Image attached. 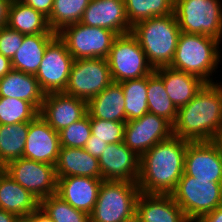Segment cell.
I'll return each instance as SVG.
<instances>
[{
	"instance_id": "cell-21",
	"label": "cell",
	"mask_w": 222,
	"mask_h": 222,
	"mask_svg": "<svg viewBox=\"0 0 222 222\" xmlns=\"http://www.w3.org/2000/svg\"><path fill=\"white\" fill-rule=\"evenodd\" d=\"M154 71L162 78L166 92L177 108L189 103L205 84L199 77L170 66Z\"/></svg>"
},
{
	"instance_id": "cell-2",
	"label": "cell",
	"mask_w": 222,
	"mask_h": 222,
	"mask_svg": "<svg viewBox=\"0 0 222 222\" xmlns=\"http://www.w3.org/2000/svg\"><path fill=\"white\" fill-rule=\"evenodd\" d=\"M222 130V83H205L178 108L173 135L190 142L212 141Z\"/></svg>"
},
{
	"instance_id": "cell-47",
	"label": "cell",
	"mask_w": 222,
	"mask_h": 222,
	"mask_svg": "<svg viewBox=\"0 0 222 222\" xmlns=\"http://www.w3.org/2000/svg\"><path fill=\"white\" fill-rule=\"evenodd\" d=\"M121 222H141V219L137 213H134L132 216L122 220Z\"/></svg>"
},
{
	"instance_id": "cell-9",
	"label": "cell",
	"mask_w": 222,
	"mask_h": 222,
	"mask_svg": "<svg viewBox=\"0 0 222 222\" xmlns=\"http://www.w3.org/2000/svg\"><path fill=\"white\" fill-rule=\"evenodd\" d=\"M57 35L65 42L74 60L82 58L107 59L117 34L111 30L92 27L80 22L64 27Z\"/></svg>"
},
{
	"instance_id": "cell-14",
	"label": "cell",
	"mask_w": 222,
	"mask_h": 222,
	"mask_svg": "<svg viewBox=\"0 0 222 222\" xmlns=\"http://www.w3.org/2000/svg\"><path fill=\"white\" fill-rule=\"evenodd\" d=\"M185 175L222 183V161L212 141L189 142L184 158Z\"/></svg>"
},
{
	"instance_id": "cell-13",
	"label": "cell",
	"mask_w": 222,
	"mask_h": 222,
	"mask_svg": "<svg viewBox=\"0 0 222 222\" xmlns=\"http://www.w3.org/2000/svg\"><path fill=\"white\" fill-rule=\"evenodd\" d=\"M172 135L173 125L168 120L148 112L126 122L123 142L140 158L155 144Z\"/></svg>"
},
{
	"instance_id": "cell-33",
	"label": "cell",
	"mask_w": 222,
	"mask_h": 222,
	"mask_svg": "<svg viewBox=\"0 0 222 222\" xmlns=\"http://www.w3.org/2000/svg\"><path fill=\"white\" fill-rule=\"evenodd\" d=\"M39 115V111L22 99L0 97V125L31 122Z\"/></svg>"
},
{
	"instance_id": "cell-4",
	"label": "cell",
	"mask_w": 222,
	"mask_h": 222,
	"mask_svg": "<svg viewBox=\"0 0 222 222\" xmlns=\"http://www.w3.org/2000/svg\"><path fill=\"white\" fill-rule=\"evenodd\" d=\"M220 44L206 35L181 32L170 67L195 75L205 83H214L213 73L222 60Z\"/></svg>"
},
{
	"instance_id": "cell-46",
	"label": "cell",
	"mask_w": 222,
	"mask_h": 222,
	"mask_svg": "<svg viewBox=\"0 0 222 222\" xmlns=\"http://www.w3.org/2000/svg\"><path fill=\"white\" fill-rule=\"evenodd\" d=\"M15 222H32V213L25 216H18Z\"/></svg>"
},
{
	"instance_id": "cell-11",
	"label": "cell",
	"mask_w": 222,
	"mask_h": 222,
	"mask_svg": "<svg viewBox=\"0 0 222 222\" xmlns=\"http://www.w3.org/2000/svg\"><path fill=\"white\" fill-rule=\"evenodd\" d=\"M74 61L65 42L56 35L47 45L41 64L34 75L45 94L64 92Z\"/></svg>"
},
{
	"instance_id": "cell-44",
	"label": "cell",
	"mask_w": 222,
	"mask_h": 222,
	"mask_svg": "<svg viewBox=\"0 0 222 222\" xmlns=\"http://www.w3.org/2000/svg\"><path fill=\"white\" fill-rule=\"evenodd\" d=\"M17 215L0 209V222H15Z\"/></svg>"
},
{
	"instance_id": "cell-18",
	"label": "cell",
	"mask_w": 222,
	"mask_h": 222,
	"mask_svg": "<svg viewBox=\"0 0 222 222\" xmlns=\"http://www.w3.org/2000/svg\"><path fill=\"white\" fill-rule=\"evenodd\" d=\"M80 23L101 27L115 32L117 35L131 32L124 0H90Z\"/></svg>"
},
{
	"instance_id": "cell-7",
	"label": "cell",
	"mask_w": 222,
	"mask_h": 222,
	"mask_svg": "<svg viewBox=\"0 0 222 222\" xmlns=\"http://www.w3.org/2000/svg\"><path fill=\"white\" fill-rule=\"evenodd\" d=\"M191 222L222 205V183L183 174L171 194Z\"/></svg>"
},
{
	"instance_id": "cell-36",
	"label": "cell",
	"mask_w": 222,
	"mask_h": 222,
	"mask_svg": "<svg viewBox=\"0 0 222 222\" xmlns=\"http://www.w3.org/2000/svg\"><path fill=\"white\" fill-rule=\"evenodd\" d=\"M91 136L107 144L123 142L126 122L109 121L90 116Z\"/></svg>"
},
{
	"instance_id": "cell-31",
	"label": "cell",
	"mask_w": 222,
	"mask_h": 222,
	"mask_svg": "<svg viewBox=\"0 0 222 222\" xmlns=\"http://www.w3.org/2000/svg\"><path fill=\"white\" fill-rule=\"evenodd\" d=\"M90 0H54L50 16V29L58 33L64 27L81 21Z\"/></svg>"
},
{
	"instance_id": "cell-45",
	"label": "cell",
	"mask_w": 222,
	"mask_h": 222,
	"mask_svg": "<svg viewBox=\"0 0 222 222\" xmlns=\"http://www.w3.org/2000/svg\"><path fill=\"white\" fill-rule=\"evenodd\" d=\"M212 142L215 144V146L218 149V152L220 154L221 157V161H222V133H220L218 136H216Z\"/></svg>"
},
{
	"instance_id": "cell-32",
	"label": "cell",
	"mask_w": 222,
	"mask_h": 222,
	"mask_svg": "<svg viewBox=\"0 0 222 222\" xmlns=\"http://www.w3.org/2000/svg\"><path fill=\"white\" fill-rule=\"evenodd\" d=\"M130 26L152 17L174 13V0H124Z\"/></svg>"
},
{
	"instance_id": "cell-19",
	"label": "cell",
	"mask_w": 222,
	"mask_h": 222,
	"mask_svg": "<svg viewBox=\"0 0 222 222\" xmlns=\"http://www.w3.org/2000/svg\"><path fill=\"white\" fill-rule=\"evenodd\" d=\"M104 180L91 177L68 176L57 178V195L75 209L90 214L98 199Z\"/></svg>"
},
{
	"instance_id": "cell-24",
	"label": "cell",
	"mask_w": 222,
	"mask_h": 222,
	"mask_svg": "<svg viewBox=\"0 0 222 222\" xmlns=\"http://www.w3.org/2000/svg\"><path fill=\"white\" fill-rule=\"evenodd\" d=\"M92 118L126 122L124 92L119 83L112 82L101 93L87 102Z\"/></svg>"
},
{
	"instance_id": "cell-39",
	"label": "cell",
	"mask_w": 222,
	"mask_h": 222,
	"mask_svg": "<svg viewBox=\"0 0 222 222\" xmlns=\"http://www.w3.org/2000/svg\"><path fill=\"white\" fill-rule=\"evenodd\" d=\"M108 144L100 139H89L84 149L93 157L99 159Z\"/></svg>"
},
{
	"instance_id": "cell-26",
	"label": "cell",
	"mask_w": 222,
	"mask_h": 222,
	"mask_svg": "<svg viewBox=\"0 0 222 222\" xmlns=\"http://www.w3.org/2000/svg\"><path fill=\"white\" fill-rule=\"evenodd\" d=\"M57 34H30L24 35L21 47L11 59L12 69L35 75L48 43Z\"/></svg>"
},
{
	"instance_id": "cell-1",
	"label": "cell",
	"mask_w": 222,
	"mask_h": 222,
	"mask_svg": "<svg viewBox=\"0 0 222 222\" xmlns=\"http://www.w3.org/2000/svg\"><path fill=\"white\" fill-rule=\"evenodd\" d=\"M190 141L172 135L140 157L138 187L141 193L171 195L184 173V158Z\"/></svg>"
},
{
	"instance_id": "cell-15",
	"label": "cell",
	"mask_w": 222,
	"mask_h": 222,
	"mask_svg": "<svg viewBox=\"0 0 222 222\" xmlns=\"http://www.w3.org/2000/svg\"><path fill=\"white\" fill-rule=\"evenodd\" d=\"M98 161L104 181L137 183L140 158L124 142L108 144Z\"/></svg>"
},
{
	"instance_id": "cell-12",
	"label": "cell",
	"mask_w": 222,
	"mask_h": 222,
	"mask_svg": "<svg viewBox=\"0 0 222 222\" xmlns=\"http://www.w3.org/2000/svg\"><path fill=\"white\" fill-rule=\"evenodd\" d=\"M6 173L39 201L57 193L55 165L21 157L10 161Z\"/></svg>"
},
{
	"instance_id": "cell-22",
	"label": "cell",
	"mask_w": 222,
	"mask_h": 222,
	"mask_svg": "<svg viewBox=\"0 0 222 222\" xmlns=\"http://www.w3.org/2000/svg\"><path fill=\"white\" fill-rule=\"evenodd\" d=\"M56 177H91L102 179L97 158L84 148L60 147L55 164Z\"/></svg>"
},
{
	"instance_id": "cell-35",
	"label": "cell",
	"mask_w": 222,
	"mask_h": 222,
	"mask_svg": "<svg viewBox=\"0 0 222 222\" xmlns=\"http://www.w3.org/2000/svg\"><path fill=\"white\" fill-rule=\"evenodd\" d=\"M58 133L61 147L84 148L92 134L90 115L87 113Z\"/></svg>"
},
{
	"instance_id": "cell-30",
	"label": "cell",
	"mask_w": 222,
	"mask_h": 222,
	"mask_svg": "<svg viewBox=\"0 0 222 222\" xmlns=\"http://www.w3.org/2000/svg\"><path fill=\"white\" fill-rule=\"evenodd\" d=\"M124 92L126 122L141 118L148 113V75L119 83Z\"/></svg>"
},
{
	"instance_id": "cell-34",
	"label": "cell",
	"mask_w": 222,
	"mask_h": 222,
	"mask_svg": "<svg viewBox=\"0 0 222 222\" xmlns=\"http://www.w3.org/2000/svg\"><path fill=\"white\" fill-rule=\"evenodd\" d=\"M40 207L54 222H90L89 214L75 209L57 194L41 200Z\"/></svg>"
},
{
	"instance_id": "cell-28",
	"label": "cell",
	"mask_w": 222,
	"mask_h": 222,
	"mask_svg": "<svg viewBox=\"0 0 222 222\" xmlns=\"http://www.w3.org/2000/svg\"><path fill=\"white\" fill-rule=\"evenodd\" d=\"M29 122L0 125V166L23 157Z\"/></svg>"
},
{
	"instance_id": "cell-40",
	"label": "cell",
	"mask_w": 222,
	"mask_h": 222,
	"mask_svg": "<svg viewBox=\"0 0 222 222\" xmlns=\"http://www.w3.org/2000/svg\"><path fill=\"white\" fill-rule=\"evenodd\" d=\"M195 222H222V205L218 206L213 211L202 215Z\"/></svg>"
},
{
	"instance_id": "cell-3",
	"label": "cell",
	"mask_w": 222,
	"mask_h": 222,
	"mask_svg": "<svg viewBox=\"0 0 222 222\" xmlns=\"http://www.w3.org/2000/svg\"><path fill=\"white\" fill-rule=\"evenodd\" d=\"M131 33L154 69L170 66L181 34L174 13L141 21L132 26Z\"/></svg>"
},
{
	"instance_id": "cell-6",
	"label": "cell",
	"mask_w": 222,
	"mask_h": 222,
	"mask_svg": "<svg viewBox=\"0 0 222 222\" xmlns=\"http://www.w3.org/2000/svg\"><path fill=\"white\" fill-rule=\"evenodd\" d=\"M220 0H174V14L181 32L222 41Z\"/></svg>"
},
{
	"instance_id": "cell-23",
	"label": "cell",
	"mask_w": 222,
	"mask_h": 222,
	"mask_svg": "<svg viewBox=\"0 0 222 222\" xmlns=\"http://www.w3.org/2000/svg\"><path fill=\"white\" fill-rule=\"evenodd\" d=\"M0 97L25 100L40 112L45 93L33 74L12 69L0 79Z\"/></svg>"
},
{
	"instance_id": "cell-29",
	"label": "cell",
	"mask_w": 222,
	"mask_h": 222,
	"mask_svg": "<svg viewBox=\"0 0 222 222\" xmlns=\"http://www.w3.org/2000/svg\"><path fill=\"white\" fill-rule=\"evenodd\" d=\"M147 97L149 113L164 117L173 125L178 108L170 100L162 78L155 71L148 75Z\"/></svg>"
},
{
	"instance_id": "cell-42",
	"label": "cell",
	"mask_w": 222,
	"mask_h": 222,
	"mask_svg": "<svg viewBox=\"0 0 222 222\" xmlns=\"http://www.w3.org/2000/svg\"><path fill=\"white\" fill-rule=\"evenodd\" d=\"M32 222H54L52 218L39 206L32 212Z\"/></svg>"
},
{
	"instance_id": "cell-27",
	"label": "cell",
	"mask_w": 222,
	"mask_h": 222,
	"mask_svg": "<svg viewBox=\"0 0 222 222\" xmlns=\"http://www.w3.org/2000/svg\"><path fill=\"white\" fill-rule=\"evenodd\" d=\"M7 26L25 35L57 34L50 29L47 17L20 0H12Z\"/></svg>"
},
{
	"instance_id": "cell-8",
	"label": "cell",
	"mask_w": 222,
	"mask_h": 222,
	"mask_svg": "<svg viewBox=\"0 0 222 222\" xmlns=\"http://www.w3.org/2000/svg\"><path fill=\"white\" fill-rule=\"evenodd\" d=\"M107 61L112 80L116 83L142 78L154 71L138 40L131 32L115 37Z\"/></svg>"
},
{
	"instance_id": "cell-20",
	"label": "cell",
	"mask_w": 222,
	"mask_h": 222,
	"mask_svg": "<svg viewBox=\"0 0 222 222\" xmlns=\"http://www.w3.org/2000/svg\"><path fill=\"white\" fill-rule=\"evenodd\" d=\"M136 213L141 222H191L172 195L140 193Z\"/></svg>"
},
{
	"instance_id": "cell-16",
	"label": "cell",
	"mask_w": 222,
	"mask_h": 222,
	"mask_svg": "<svg viewBox=\"0 0 222 222\" xmlns=\"http://www.w3.org/2000/svg\"><path fill=\"white\" fill-rule=\"evenodd\" d=\"M87 113V101L59 92L45 94L39 115L60 132Z\"/></svg>"
},
{
	"instance_id": "cell-48",
	"label": "cell",
	"mask_w": 222,
	"mask_h": 222,
	"mask_svg": "<svg viewBox=\"0 0 222 222\" xmlns=\"http://www.w3.org/2000/svg\"><path fill=\"white\" fill-rule=\"evenodd\" d=\"M5 168L3 166H0V177L5 173Z\"/></svg>"
},
{
	"instance_id": "cell-5",
	"label": "cell",
	"mask_w": 222,
	"mask_h": 222,
	"mask_svg": "<svg viewBox=\"0 0 222 222\" xmlns=\"http://www.w3.org/2000/svg\"><path fill=\"white\" fill-rule=\"evenodd\" d=\"M141 193L138 184L128 181H103L90 222H121L136 213Z\"/></svg>"
},
{
	"instance_id": "cell-17",
	"label": "cell",
	"mask_w": 222,
	"mask_h": 222,
	"mask_svg": "<svg viewBox=\"0 0 222 222\" xmlns=\"http://www.w3.org/2000/svg\"><path fill=\"white\" fill-rule=\"evenodd\" d=\"M60 147L59 133L40 115L29 122L24 158L55 165Z\"/></svg>"
},
{
	"instance_id": "cell-25",
	"label": "cell",
	"mask_w": 222,
	"mask_h": 222,
	"mask_svg": "<svg viewBox=\"0 0 222 222\" xmlns=\"http://www.w3.org/2000/svg\"><path fill=\"white\" fill-rule=\"evenodd\" d=\"M40 206V201L6 172L0 177V209L17 216L29 215Z\"/></svg>"
},
{
	"instance_id": "cell-10",
	"label": "cell",
	"mask_w": 222,
	"mask_h": 222,
	"mask_svg": "<svg viewBox=\"0 0 222 222\" xmlns=\"http://www.w3.org/2000/svg\"><path fill=\"white\" fill-rule=\"evenodd\" d=\"M113 82L107 59L82 58L73 61L65 94L89 101Z\"/></svg>"
},
{
	"instance_id": "cell-41",
	"label": "cell",
	"mask_w": 222,
	"mask_h": 222,
	"mask_svg": "<svg viewBox=\"0 0 222 222\" xmlns=\"http://www.w3.org/2000/svg\"><path fill=\"white\" fill-rule=\"evenodd\" d=\"M12 0H0V28L6 27L9 19V9Z\"/></svg>"
},
{
	"instance_id": "cell-37",
	"label": "cell",
	"mask_w": 222,
	"mask_h": 222,
	"mask_svg": "<svg viewBox=\"0 0 222 222\" xmlns=\"http://www.w3.org/2000/svg\"><path fill=\"white\" fill-rule=\"evenodd\" d=\"M24 35L8 26L0 28V53L11 60L21 47Z\"/></svg>"
},
{
	"instance_id": "cell-43",
	"label": "cell",
	"mask_w": 222,
	"mask_h": 222,
	"mask_svg": "<svg viewBox=\"0 0 222 222\" xmlns=\"http://www.w3.org/2000/svg\"><path fill=\"white\" fill-rule=\"evenodd\" d=\"M11 70V60L0 53V79Z\"/></svg>"
},
{
	"instance_id": "cell-38",
	"label": "cell",
	"mask_w": 222,
	"mask_h": 222,
	"mask_svg": "<svg viewBox=\"0 0 222 222\" xmlns=\"http://www.w3.org/2000/svg\"><path fill=\"white\" fill-rule=\"evenodd\" d=\"M26 5L31 6L36 11L41 12L45 17H49L54 0H20Z\"/></svg>"
}]
</instances>
